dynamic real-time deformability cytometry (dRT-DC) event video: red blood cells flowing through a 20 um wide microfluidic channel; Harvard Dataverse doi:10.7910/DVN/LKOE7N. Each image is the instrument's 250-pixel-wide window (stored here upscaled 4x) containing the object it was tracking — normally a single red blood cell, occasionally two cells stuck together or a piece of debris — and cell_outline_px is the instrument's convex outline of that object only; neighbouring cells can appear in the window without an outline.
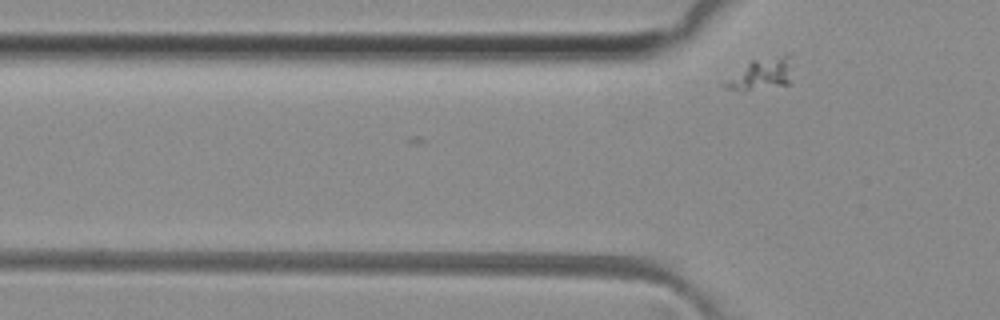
{"species": "common noctule bat (a hibernating species)", "species_latin": "Nyctalus noctula", "temperature_condition": "room temperature", "stored_images_in_passage": 2, "camera_frame_rate_fps": 3000, "um_per_image_px": 0.085, "animal": {"sex": "female", "body_mass_g": 29.2, "forearm_length_mm": 56.3}, "frame": {"image": 1, "passage_image": 2, "time_ms": 0.333, "image_size_px": [1000, 320], "cell_outline_px": [[788, 84], [748, 88], [724, 88], [720, 84], [748, 60], [784, 56], [788, 56]], "centroid_in_image_um": [64.56, 6.27], "position_along_channel_um": 61.2, "area_um2": 11.33}}